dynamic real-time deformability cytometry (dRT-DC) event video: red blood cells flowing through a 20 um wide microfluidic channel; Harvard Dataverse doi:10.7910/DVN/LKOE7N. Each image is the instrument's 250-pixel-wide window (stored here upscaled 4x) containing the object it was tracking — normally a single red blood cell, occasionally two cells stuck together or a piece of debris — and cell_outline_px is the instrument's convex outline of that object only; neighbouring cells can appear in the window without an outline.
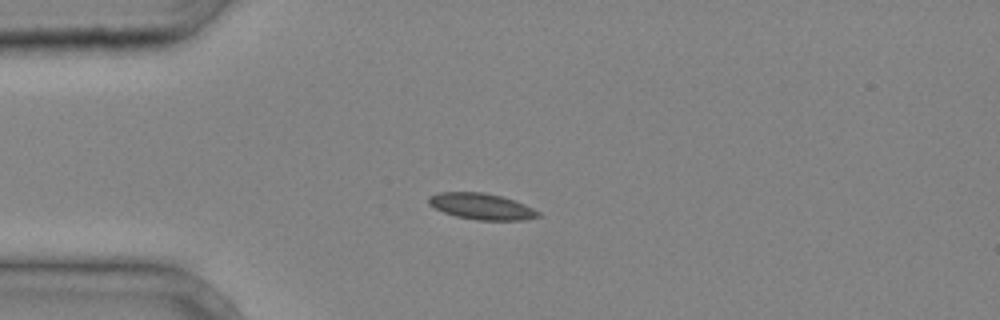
{"species": "common noctule bat (a hibernating species)", "species_latin": "Nyctalus noctula", "temperature_condition": "cold", "stored_images_in_passage": 36, "camera_frame_rate_fps": 3000, "um_per_image_px": 0.085, "animal": {"sex": "male", "body_mass_g": 20.4}, "frame": {"image": 1, "passage_image": 6, "time_ms": 1.667, "image_size_px": [1000, 320], "cell_outline_px": [[540, 216], [524, 220], [476, 220], [456, 216], [444, 212], [428, 204], [428, 196], [440, 192], [484, 192], [500, 196], [524, 204], [540, 212]], "centroid_in_image_um": [40.91, 17.54], "position_along_channel_um": 44.1, "area_um2": 16.59}}
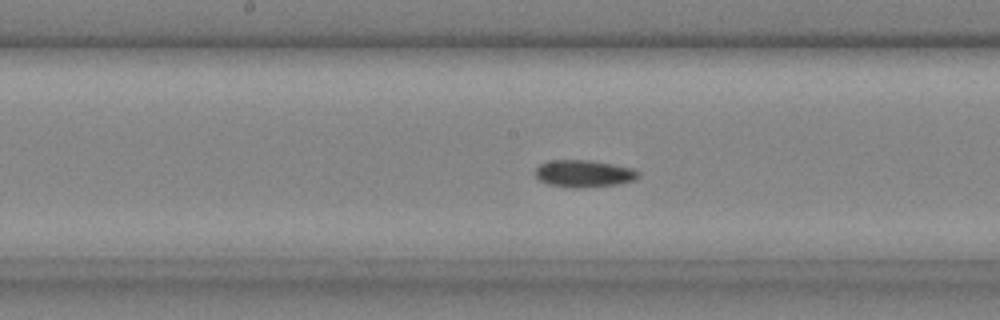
{"frame": {"image": 2, "passage_image": 17, "time_ms": 5.333, "image_size_px": [1000, 320], "cell_outline_px": [[640, 176], [632, 180], [616, 184], [576, 188], [572, 188], [548, 184], [540, 180], [536, 176], [536, 168], [540, 164], [548, 160], [588, 160], [612, 164], [632, 168], [640, 172]], "centroid_in_image_um": [49.61, 14.75], "position_along_channel_um": 198.6, "area_um2": 16.13}}
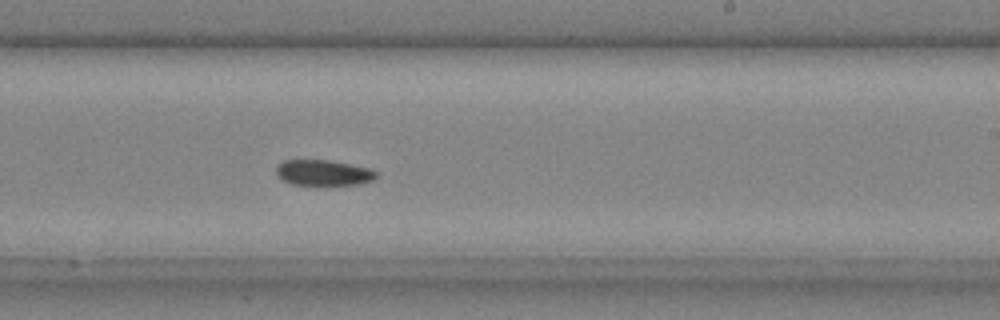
{"frame": {"image": 3, "passage_image": 21, "time_ms": 6.667, "image_size_px": [1000, 320], "cell_outline_px": [[376, 176], [372, 180], [360, 184], [316, 188], [292, 184], [284, 180], [276, 172], [276, 168], [284, 160], [328, 160], [372, 168], [376, 172]], "centroid_in_image_um": [27.52, 14.73], "position_along_channel_um": 261.5, "area_um2": 15.61}}